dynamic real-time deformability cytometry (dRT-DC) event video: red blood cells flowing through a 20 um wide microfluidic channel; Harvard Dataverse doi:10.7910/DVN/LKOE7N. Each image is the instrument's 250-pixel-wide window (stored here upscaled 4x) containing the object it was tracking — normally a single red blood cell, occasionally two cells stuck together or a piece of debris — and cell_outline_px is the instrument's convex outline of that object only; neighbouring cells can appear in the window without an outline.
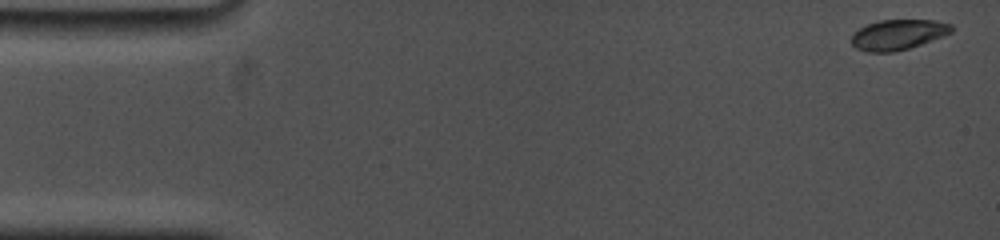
{"species": "common noctule bat (a hibernating species)", "species_latin": "Nyctalus noctula", "temperature_condition": "cold", "stored_images_in_passage": 19, "camera_frame_rate_fps": 5000, "um_per_image_px": 0.085, "animal": {"sex": "female", "body_mass_g": 19.0, "forearm_length_mm": 53.3}, "frame": {"image": 1, "passage_image": 1, "time_ms": 0.0, "image_size_px": [1000, 240], "cell_outline_px": [[952, 32], [944, 36], [908, 48], [892, 52], [868, 52], [856, 48], [852, 44], [852, 36], [860, 28], [868, 24], [880, 20], [936, 20], [952, 24]], "centroid_in_image_um": [76.36, 2.94], "position_along_channel_um": 8.6, "area_um2": 17.46}}
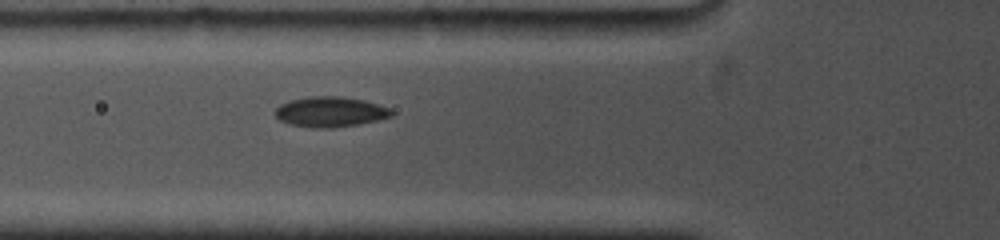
{"frame": {"image": 2, "passage_image": 14, "time_ms": 5.8, "image_size_px": [1000, 240], "cell_outline_px": [[392, 116], [380, 120], [360, 124], [332, 128], [312, 128], [288, 124], [280, 120], [276, 116], [276, 108], [280, 104], [292, 100], [308, 96], [340, 96], [364, 100], [388, 108], [392, 112]], "centroid_in_image_um": [28.06, 9.52], "position_along_channel_um": 97.7, "area_um2": 20.52}}
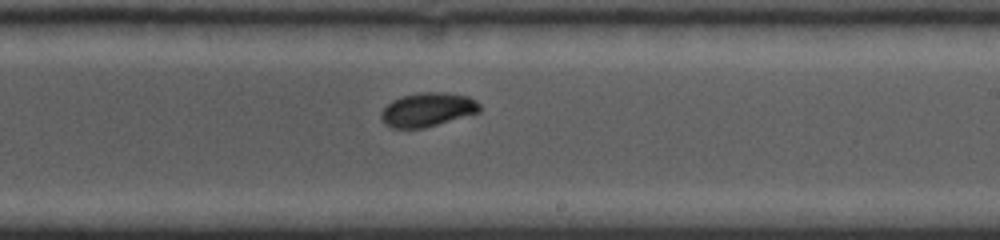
{"frame": {"image": 3, "passage_image": 19, "time_ms": 10.0, "image_size_px": [1000, 240], "cell_outline_px": [[480, 112], [424, 128], [392, 128], [384, 124], [380, 120], [380, 112], [392, 100], [404, 96], [420, 92], [444, 92], [468, 96], [476, 100], [480, 104]], "centroid_in_image_um": [36.33, 9.32], "position_along_channel_um": 252.7, "area_um2": 19.54}}